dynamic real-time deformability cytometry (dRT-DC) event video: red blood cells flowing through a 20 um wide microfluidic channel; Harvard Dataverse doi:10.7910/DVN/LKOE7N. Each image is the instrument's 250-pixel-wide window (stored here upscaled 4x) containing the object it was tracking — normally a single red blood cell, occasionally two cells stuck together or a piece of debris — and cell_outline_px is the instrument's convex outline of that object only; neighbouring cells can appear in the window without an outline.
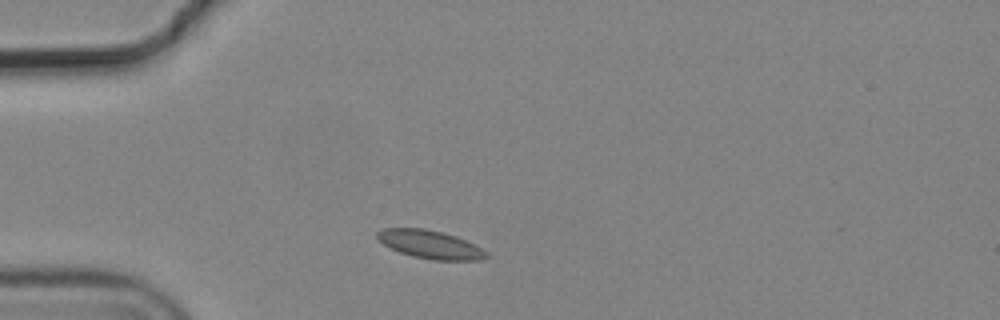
{"species": "common noctule bat (a hibernating species)", "species_latin": "Nyctalus noctula", "temperature_condition": "cold", "stored_images_in_passage": 2, "camera_frame_rate_fps": 3000, "um_per_image_px": 0.085, "animal": {"sex": "male", "body_mass_g": 19.2, "forearm_length_mm": 51.8}, "frame": {"image": 1, "passage_image": 1, "time_ms": 0.0, "image_size_px": [1000, 320], "cell_outline_px": [[488, 256], [480, 260], [432, 260], [412, 256], [400, 252], [384, 244], [376, 236], [376, 232], [384, 228], [424, 228], [456, 236], [488, 252]], "centroid_in_image_um": [36.55, 20.78], "position_along_channel_um": 48.4, "area_um2": 17.69}}